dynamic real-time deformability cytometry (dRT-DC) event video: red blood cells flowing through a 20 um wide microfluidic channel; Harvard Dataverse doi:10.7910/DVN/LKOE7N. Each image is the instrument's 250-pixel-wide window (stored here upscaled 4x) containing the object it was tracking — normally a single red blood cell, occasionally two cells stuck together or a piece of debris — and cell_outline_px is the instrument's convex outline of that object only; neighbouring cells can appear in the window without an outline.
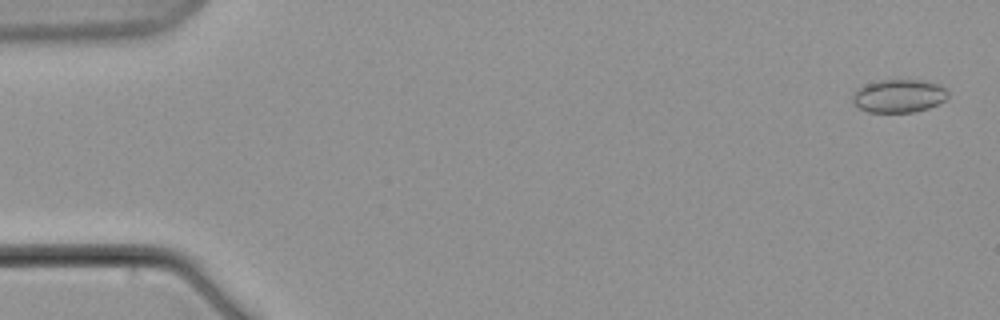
{"species": "common noctule bat (a hibernating species)", "species_latin": "Nyctalus noctula", "temperature_condition": "warm", "stored_images_in_passage": 10, "camera_frame_rate_fps": 3000, "um_per_image_px": 0.085, "animal": {"sex": "male", "body_mass_g": 21.5, "forearm_length_mm": 52.0}, "frame": {"image": 1, "passage_image": 1, "time_ms": 0.0, "image_size_px": [1000, 320], "cell_outline_px": [[948, 96], [944, 100], [928, 108], [912, 112], [868, 112], [860, 108], [852, 100], [852, 96], [856, 88], [880, 80], [920, 80], [936, 84], [944, 88], [948, 92]], "centroid_in_image_um": [76.37, 8.15], "position_along_channel_um": 8.6, "area_um2": 18.15}}
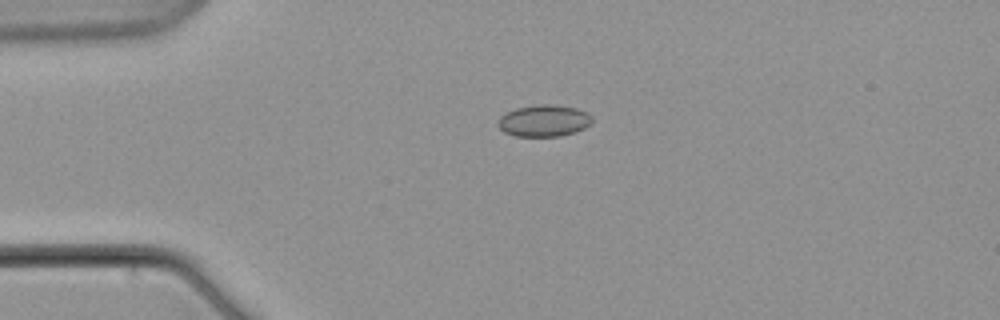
{"frame": {"image": 2, "passage_image": 5, "time_ms": 5.0, "image_size_px": [1000, 320], "cell_outline_px": [[592, 120], [584, 128], [576, 132], [560, 136], [516, 136], [504, 132], [496, 124], [500, 116], [516, 108], [540, 104], [552, 104], [576, 108], [588, 112], [592, 116]], "centroid_in_image_um": [46.23, 10.26], "position_along_channel_um": 38.8, "area_um2": 17.4}}
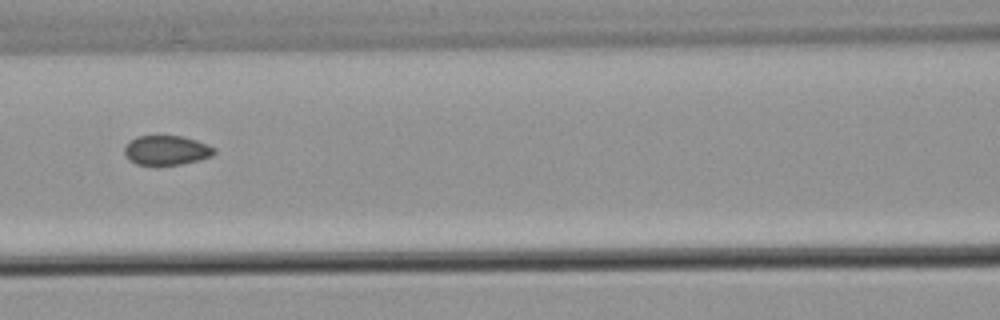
{"frame": {"image": 3, "passage_image": 9, "time_ms": 10.0, "image_size_px": [1000, 320], "cell_outline_px": [[216, 152], [212, 156], [200, 160], [180, 164], [136, 164], [128, 160], [124, 152], [124, 148], [136, 136], [184, 136], [208, 144], [216, 148]], "centroid_in_image_um": [14.19, 12.76], "position_along_channel_um": 152.4, "area_um2": 15.37}}